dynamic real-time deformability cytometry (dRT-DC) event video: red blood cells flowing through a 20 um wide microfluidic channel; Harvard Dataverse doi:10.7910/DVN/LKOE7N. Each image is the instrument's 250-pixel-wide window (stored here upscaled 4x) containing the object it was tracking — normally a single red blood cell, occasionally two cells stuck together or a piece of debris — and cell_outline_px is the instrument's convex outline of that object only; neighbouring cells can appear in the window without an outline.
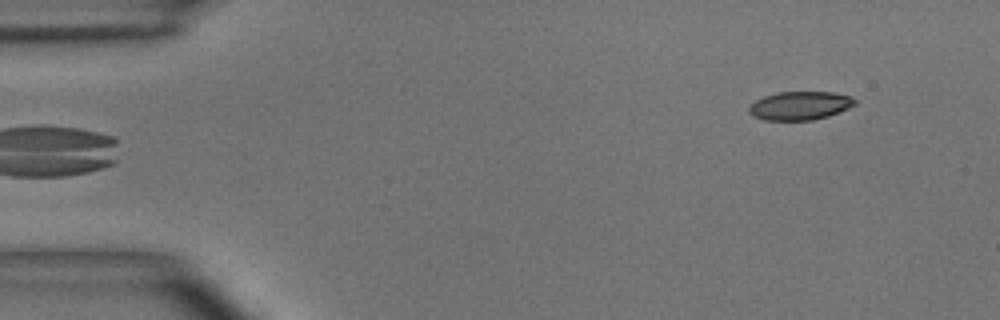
{"species": "common noctule bat (a hibernating species)", "species_latin": "Nyctalus noctula", "temperature_condition": "room temperature", "stored_images_in_passage": 6, "camera_frame_rate_fps": 3000, "um_per_image_px": 0.085, "animal": {"sex": "male", "body_mass_g": 15.6}, "frame": {"image": 1, "passage_image": 6, "time_ms": 5.667, "image_size_px": [1000, 320], "cell_outline_px": [[856, 104], [848, 108], [828, 116], [812, 120], [764, 120], [748, 112], [748, 108], [756, 100], [764, 96], [776, 92], [832, 92], [848, 96], [856, 100]], "centroid_in_image_um": [67.99, 8.98], "position_along_channel_um": 17.0, "area_um2": 17.4}}